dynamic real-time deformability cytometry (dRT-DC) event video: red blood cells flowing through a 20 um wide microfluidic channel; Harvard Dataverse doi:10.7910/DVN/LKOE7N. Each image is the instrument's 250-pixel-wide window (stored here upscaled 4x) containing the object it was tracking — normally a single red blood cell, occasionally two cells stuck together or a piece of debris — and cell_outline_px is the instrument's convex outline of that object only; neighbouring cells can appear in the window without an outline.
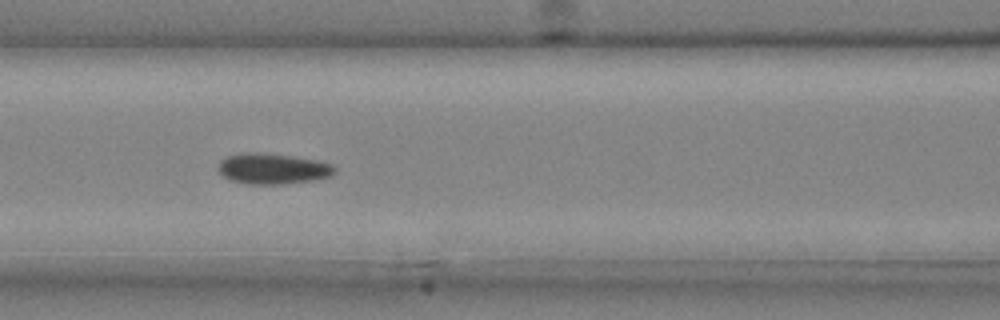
{"species": "common noctule bat (a hibernating species)", "species_latin": "Nyctalus noctula", "temperature_condition": "cold", "stored_images_in_passage": 33, "camera_frame_rate_fps": 3000, "um_per_image_px": 0.085, "animal": {"sex": "male", "body_mass_g": 20.4}, "frame": {"image": 1, "passage_image": 10, "time_ms": 3.0, "image_size_px": [1000, 320], "cell_outline_px": [[336, 172], [332, 176], [312, 180], [284, 184], [248, 184], [232, 180], [224, 176], [216, 168], [216, 164], [220, 160], [228, 156], [244, 152], [256, 152], [292, 156], [316, 160], [332, 164], [336, 168]], "centroid_in_image_um": [23.17, 14.33], "position_along_channel_um": 143.4, "area_um2": 20.92}}
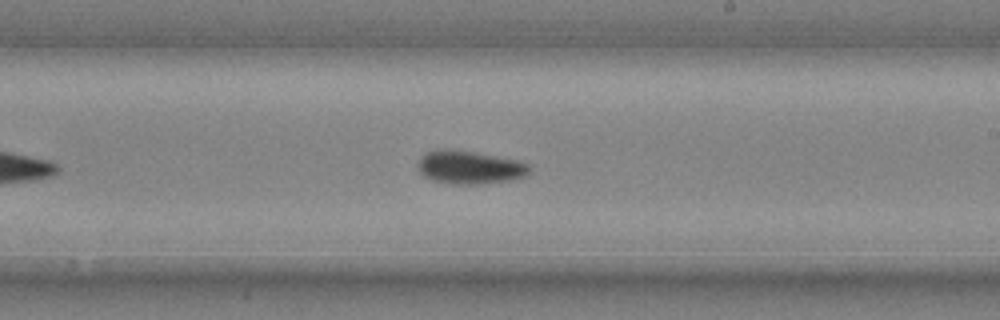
{"frame": {"image": 2, "passage_image": 17, "time_ms": 5.333, "image_size_px": [1000, 320], "cell_outline_px": [[528, 172], [524, 176], [512, 180], [476, 184], [448, 184], [432, 180], [424, 176], [416, 168], [416, 164], [420, 156], [424, 152], [440, 148], [448, 148], [476, 152], [516, 160], [528, 164]], "centroid_in_image_um": [39.81, 14.21], "position_along_channel_um": 249.2, "area_um2": 21.85}}
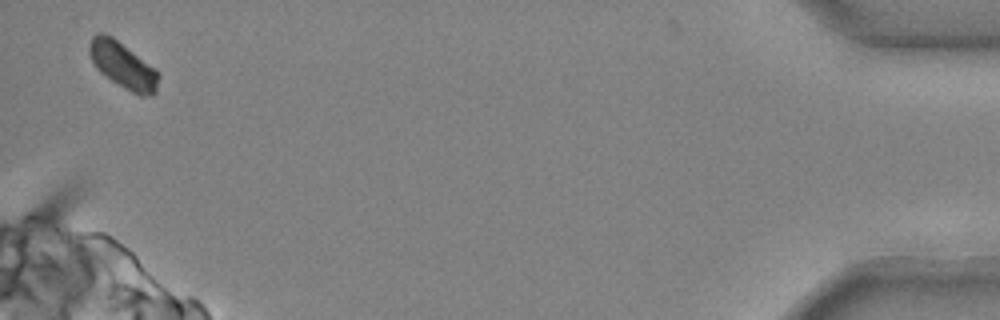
{"frame": {"image": 3, "passage_image": 33, "time_ms": 10.667, "image_size_px": [1000, 320], "cell_outline_px": [[160, 76], [156, 92], [152, 96], [140, 96], [124, 88], [100, 72], [96, 68], [88, 52], [88, 44], [92, 36], [100, 32], [104, 32], [112, 36], [156, 68]], "centroid_in_image_um": [10.46, 5.54], "position_along_channel_um": 424.7, "area_um2": 18.84}}